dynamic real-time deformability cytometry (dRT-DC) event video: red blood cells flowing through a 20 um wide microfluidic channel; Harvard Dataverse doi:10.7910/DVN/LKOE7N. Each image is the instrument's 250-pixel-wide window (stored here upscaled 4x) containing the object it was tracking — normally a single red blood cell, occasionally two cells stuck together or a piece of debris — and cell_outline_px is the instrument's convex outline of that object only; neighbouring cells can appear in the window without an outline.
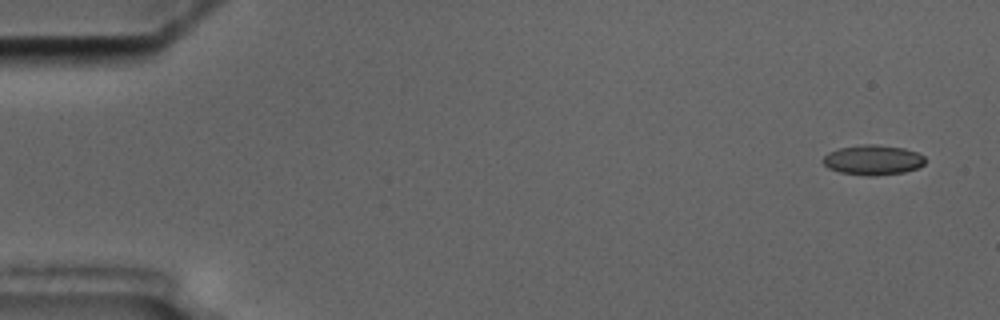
{"species": "common noctule bat (a hibernating species)", "species_latin": "Nyctalus noctula", "temperature_condition": "cold", "stored_images_in_passage": 5, "camera_frame_rate_fps": 3000, "um_per_image_px": 0.085, "animal": {"sex": "male", "body_mass_g": 17.5, "forearm_length_mm": 52.3}, "frame": {"image": 1, "passage_image": 1, "time_ms": 0.0, "image_size_px": [1000, 320], "cell_outline_px": [[924, 164], [916, 168], [904, 172], [876, 176], [868, 176], [840, 172], [828, 168], [824, 164], [824, 156], [828, 152], [840, 148], [864, 144], [876, 144], [904, 148], [916, 152], [924, 156]], "centroid_in_image_um": [74.2, 13.6], "position_along_channel_um": 10.8, "area_um2": 17.74}}
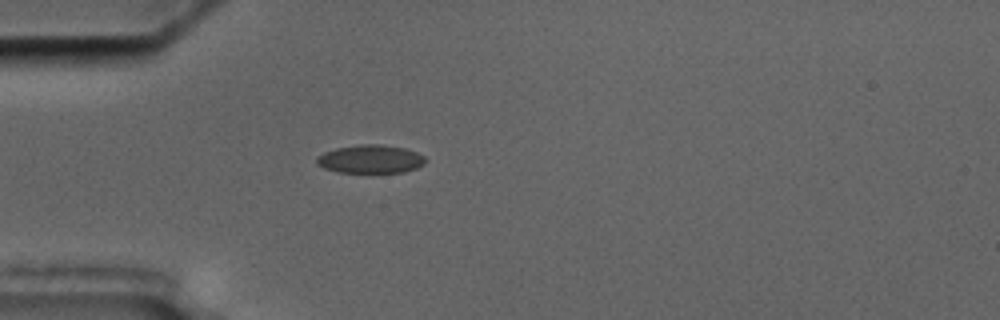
{"frame": {"image": 2, "passage_image": 5, "time_ms": 4.667, "image_size_px": [1000, 320], "cell_outline_px": [[428, 160], [424, 164], [416, 168], [404, 172], [336, 172], [324, 168], [316, 164], [316, 156], [324, 152], [336, 148], [360, 144], [380, 144], [404, 148], [416, 152], [424, 156]], "centroid_in_image_um": [31.48, 13.52], "position_along_channel_um": 53.5, "area_um2": 18.03}}